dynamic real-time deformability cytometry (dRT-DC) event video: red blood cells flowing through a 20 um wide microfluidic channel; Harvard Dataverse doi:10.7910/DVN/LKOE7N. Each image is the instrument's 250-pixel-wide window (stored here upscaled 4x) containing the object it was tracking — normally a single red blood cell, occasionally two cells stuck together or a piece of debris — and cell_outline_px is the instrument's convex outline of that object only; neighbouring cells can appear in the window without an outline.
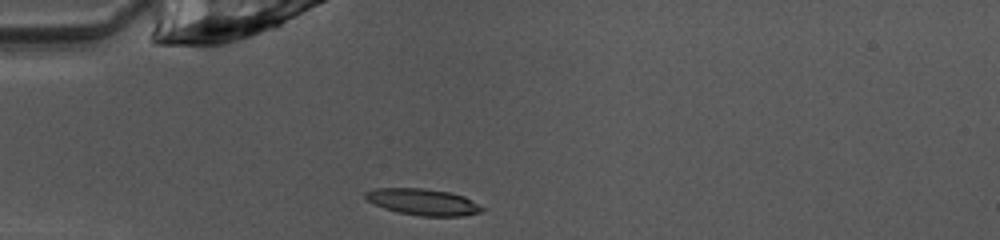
{"species": "common noctule bat (a hibernating species)", "species_latin": "Nyctalus noctula", "temperature_condition": "warm", "stored_images_in_passage": 37, "camera_frame_rate_fps": 3000, "um_per_image_px": 0.085, "animal": {"sex": "female", "body_mass_g": 10.0, "forearm_length_mm": 53.1}, "frame": {"image": 1, "passage_image": 1, "time_ms": 0.0, "image_size_px": [1000, 240], "cell_outline_px": [[484, 212], [460, 216], [420, 216], [400, 212], [384, 208], [368, 200], [364, 196], [364, 192], [376, 188], [424, 188], [452, 192], [464, 196], [480, 204], [484, 208]], "centroid_in_image_um": [36.01, 17.16], "position_along_channel_um": 49.0, "area_um2": 18.03}}
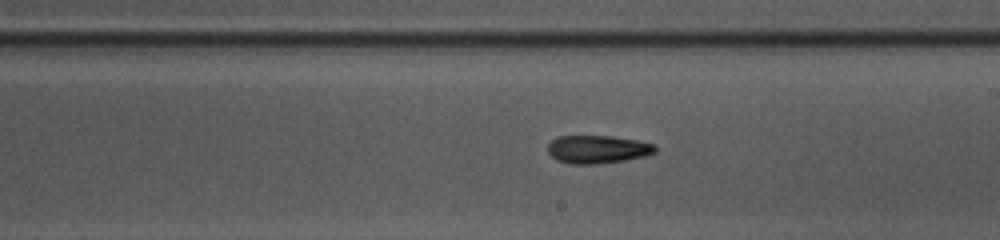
{"frame": {"image": 2, "passage_image": 16, "time_ms": 5.0, "image_size_px": [1000, 240], "cell_outline_px": [[656, 152], [644, 156], [624, 160], [600, 164], [572, 164], [556, 160], [548, 152], [548, 144], [556, 136], [612, 136], [640, 140], [652, 144], [656, 148]], "centroid_in_image_um": [50.78, 12.69], "position_along_channel_um": 238.2, "area_um2": 17.63}}
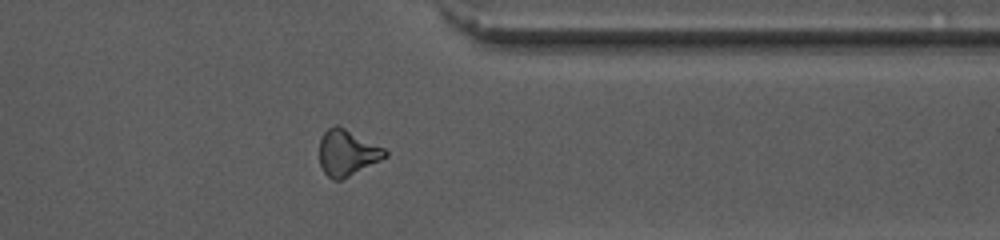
{"frame": {"image": 3, "passage_image": 27, "time_ms": 8.667, "image_size_px": [1000, 240], "cell_outline_px": [[388, 156], [340, 180], [332, 180], [324, 172], [320, 164], [320, 136], [328, 128], [336, 124], [384, 148], [388, 152]], "centroid_in_image_um": [29.49, 12.98], "position_along_channel_um": 381.9, "area_um2": 17.28}, "authors_computed_cell_mechanics": {"area_um2": 17.2822, "velocity_mm_per_s": 4.0408, "shape_relaxation_time_tau1_ms": 5.8219, "shape_relaxation_time_tau2_ms": null, "deformation_change_tau1": 0.1586, "deformation_change_tau2": null}}